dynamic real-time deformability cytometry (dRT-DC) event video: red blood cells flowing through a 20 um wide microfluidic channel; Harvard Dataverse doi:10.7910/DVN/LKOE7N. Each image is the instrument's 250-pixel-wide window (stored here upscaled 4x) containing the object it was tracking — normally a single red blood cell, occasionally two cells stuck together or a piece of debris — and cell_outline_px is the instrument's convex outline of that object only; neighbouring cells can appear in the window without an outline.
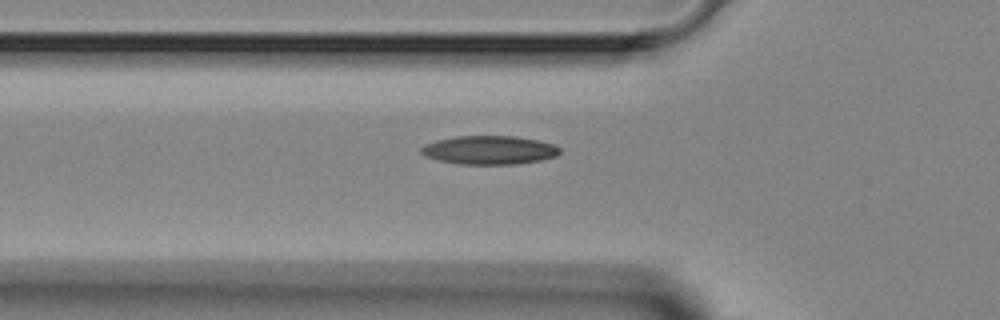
{"species": "Egyptian fruit bat (a non-hibernating species)", "species_latin": "Rousettus aegyptiacus", "temperature_condition": "room temperature", "stored_images_in_passage": 5, "camera_frame_rate_fps": 3000, "um_per_image_px": 0.085, "animal": {"sex": "female"}, "frame": {"image": 1, "passage_image": 5, "time_ms": 5.0, "image_size_px": [1000, 320], "cell_outline_px": [[560, 152], [556, 156], [540, 160], [516, 164], [460, 164], [440, 160], [424, 156], [420, 152], [420, 148], [424, 144], [436, 140], [456, 136], [516, 136], [536, 140], [552, 144], [560, 148]], "centroid_in_image_um": [41.56, 12.75], "position_along_channel_um": 84.2, "area_um2": 23.06}}